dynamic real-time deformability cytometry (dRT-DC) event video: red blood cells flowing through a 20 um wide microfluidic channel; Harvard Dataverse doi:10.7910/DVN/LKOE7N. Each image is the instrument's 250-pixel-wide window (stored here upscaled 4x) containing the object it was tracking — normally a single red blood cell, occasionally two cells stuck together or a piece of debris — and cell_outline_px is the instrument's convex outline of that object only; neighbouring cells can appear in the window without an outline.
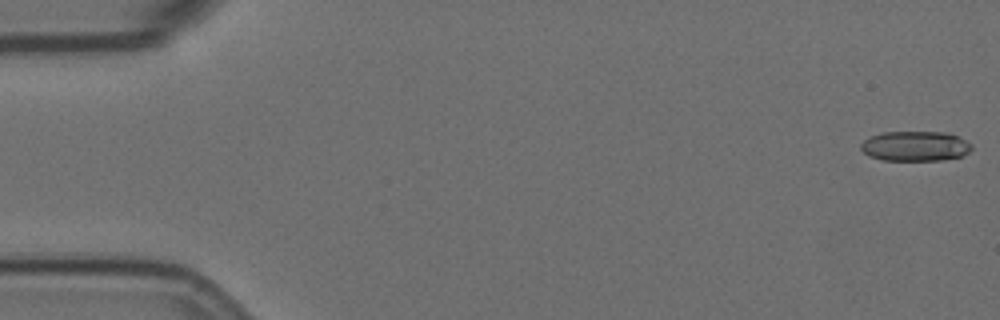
{"species": "Egyptian fruit bat (a non-hibernating species)", "species_latin": "Rousettus aegyptiacus", "temperature_condition": "room temperature", "stored_images_in_passage": 8, "camera_frame_rate_fps": 3000, "um_per_image_px": 0.085, "animal": {"sex": "female"}, "frame": {"image": 1, "passage_image": 1, "time_ms": 0.0, "image_size_px": [1000, 320], "cell_outline_px": [[972, 148], [968, 152], [960, 156], [940, 160], [880, 160], [868, 156], [860, 148], [860, 144], [864, 140], [880, 132], [948, 132], [972, 144]], "centroid_in_image_um": [77.75, 12.42], "position_along_channel_um": 7.2, "area_um2": 19.31}}